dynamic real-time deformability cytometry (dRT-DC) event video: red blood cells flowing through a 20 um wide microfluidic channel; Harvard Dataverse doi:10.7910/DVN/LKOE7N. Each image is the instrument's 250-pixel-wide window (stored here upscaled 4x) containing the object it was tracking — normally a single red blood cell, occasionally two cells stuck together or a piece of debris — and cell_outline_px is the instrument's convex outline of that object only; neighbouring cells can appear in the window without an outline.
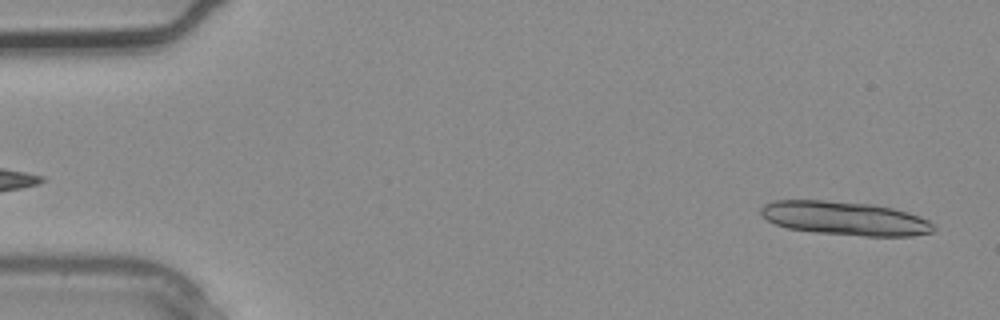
{"species": "common noctule bat (a hibernating species)", "species_latin": "Nyctalus noctula", "temperature_condition": "warm", "stored_images_in_passage": 3, "camera_frame_rate_fps": 3000, "um_per_image_px": 0.085, "animal": {"sex": "male", "body_mass_g": 20.4}, "frame": {"image": 1, "passage_image": 3, "time_ms": 0.667, "image_size_px": [1000, 320], "cell_outline_px": [[936, 228], [932, 232], [912, 236], [864, 236], [816, 232], [788, 228], [776, 224], [760, 216], [760, 208], [764, 204], [776, 200], [824, 200], [872, 204], [892, 208], [908, 212], [920, 216], [928, 220]], "centroid_in_image_um": [71.81, 18.55], "position_along_channel_um": 13.2, "area_um2": 33.99}}